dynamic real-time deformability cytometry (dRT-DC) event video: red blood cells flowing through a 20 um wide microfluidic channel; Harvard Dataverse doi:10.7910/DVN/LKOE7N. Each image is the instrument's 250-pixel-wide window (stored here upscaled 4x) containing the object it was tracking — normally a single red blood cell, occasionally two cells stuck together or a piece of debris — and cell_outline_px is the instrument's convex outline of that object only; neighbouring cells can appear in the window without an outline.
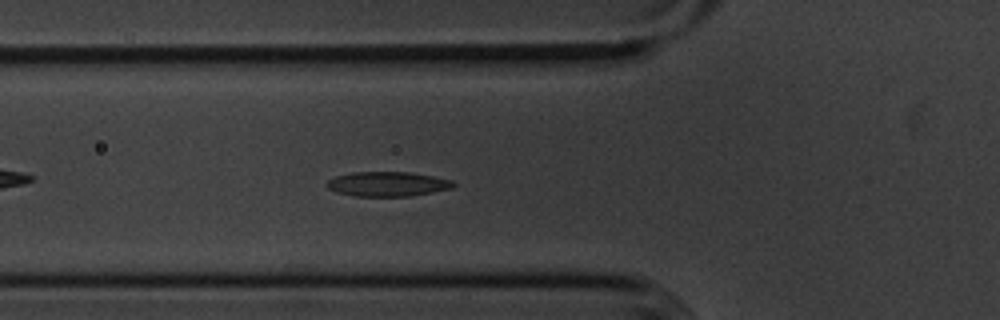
{"species": "common noctule bat (a hibernating species)", "species_latin": "Nyctalus noctula", "temperature_condition": "cold", "stored_images_in_passage": 39, "camera_frame_rate_fps": 3000, "um_per_image_px": 0.085, "animal": {"sex": "male", "body_mass_g": 20.1, "forearm_length_mm": 53.5}, "frame": {"image": 1, "passage_image": 13, "time_ms": 4.0, "image_size_px": [1000, 320], "cell_outline_px": [[456, 184], [452, 188], [412, 196], [356, 196], [336, 192], [328, 188], [324, 184], [328, 180], [336, 176], [352, 172], [408, 172], [432, 176], [452, 180]], "centroid_in_image_um": [32.92, 15.64], "position_along_channel_um": 92.9, "area_um2": 18.15}}
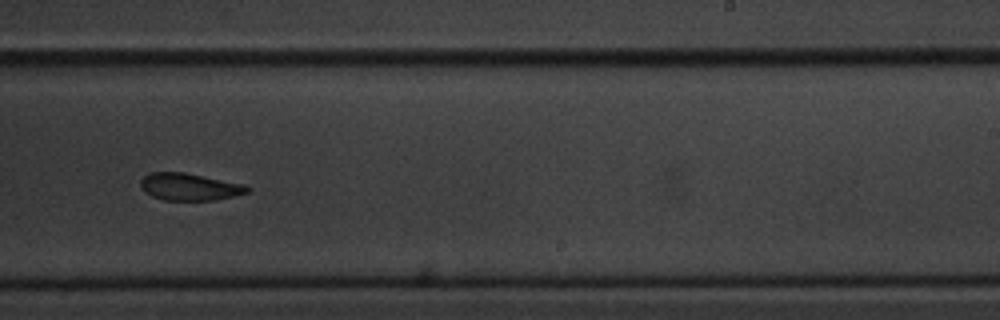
{"frame": {"image": 2, "passage_image": 28, "time_ms": 9.0, "image_size_px": [1000, 320], "cell_outline_px": [[252, 188], [248, 192], [232, 196], [212, 200], [164, 200], [152, 196], [144, 192], [140, 188], [140, 180], [148, 172], [184, 172], [244, 184]], "centroid_in_image_um": [16.06, 15.87], "position_along_channel_um": 272.9, "area_um2": 16.94}}
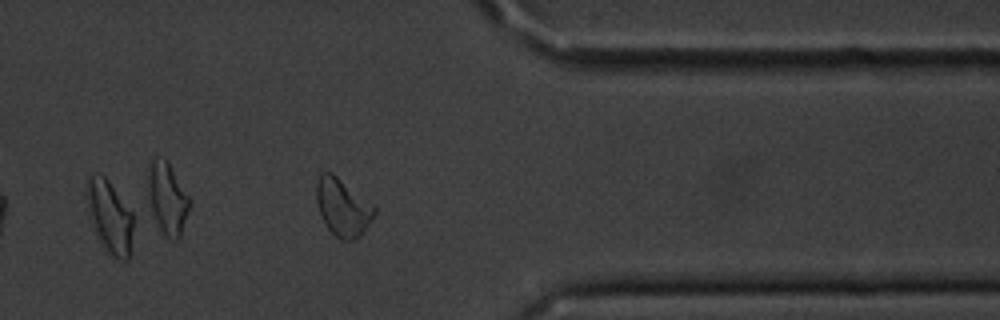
{"frame": {"image": 3, "passage_image": 38, "time_ms": 12.333, "image_size_px": [1000, 320], "cell_outline_px": [[132, 228], [128, 260], [120, 260], [108, 256], [100, 244], [88, 216], [84, 196], [84, 188], [88, 176], [104, 176], [108, 180], [132, 212]], "centroid_in_image_um": [9.25, 18.44], "position_along_channel_um": 402.2, "area_um2": 20.06}, "authors_computed_cell_mechanics": {"area_um2": 18.1492, "velocity_mm_per_s": 3.5946, "shape_relaxation_time_tau1_ms": 4.1627, "shape_relaxation_time_tau2_ms": 7.6535, "deformation_change_tau1": 0.1076, "deformation_change_tau2": 0.1462}}